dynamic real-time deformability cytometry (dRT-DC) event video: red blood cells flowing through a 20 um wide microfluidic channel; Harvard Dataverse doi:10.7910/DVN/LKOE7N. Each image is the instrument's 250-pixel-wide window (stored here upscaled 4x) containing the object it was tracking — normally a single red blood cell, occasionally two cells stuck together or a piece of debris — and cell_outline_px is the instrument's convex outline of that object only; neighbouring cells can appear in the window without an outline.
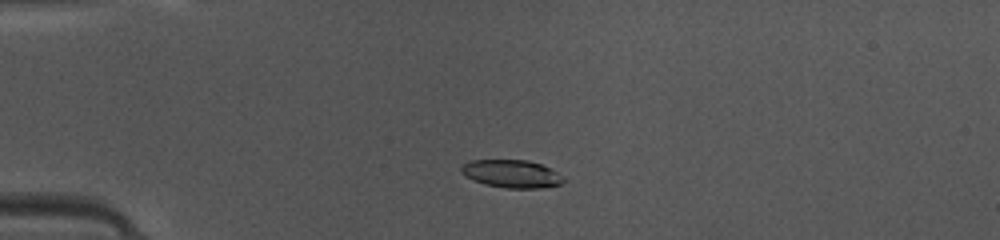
{"species": "common noctule bat (a hibernating species)", "species_latin": "Nyctalus noctula", "temperature_condition": "warm", "stored_images_in_passage": 49, "camera_frame_rate_fps": 3000, "um_per_image_px": 0.085, "animal": {"sex": "female", "body_mass_g": 10.0, "forearm_length_mm": 53.1}, "frame": {"image": 1, "passage_image": 13, "time_ms": 4.0, "image_size_px": [1000, 240], "cell_outline_px": [[564, 180], [560, 184], [540, 188], [504, 188], [484, 184], [472, 180], [464, 176], [460, 172], [460, 168], [464, 164], [472, 160], [528, 160], [540, 164], [564, 176]], "centroid_in_image_um": [43.45, 14.78], "position_along_channel_um": 41.6, "area_um2": 16.59}}
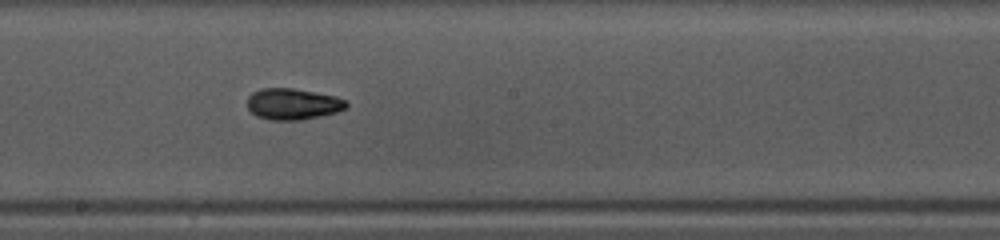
{"frame": {"image": 2, "passage_image": 28, "time_ms": 9.0, "image_size_px": [1000, 240], "cell_outline_px": [[348, 108], [336, 112], [320, 116], [300, 120], [268, 120], [256, 116], [248, 108], [248, 96], [252, 92], [260, 88], [292, 88], [336, 96], [348, 100]], "centroid_in_image_um": [24.91, 8.84], "position_along_channel_um": 223.3, "area_um2": 18.21}}
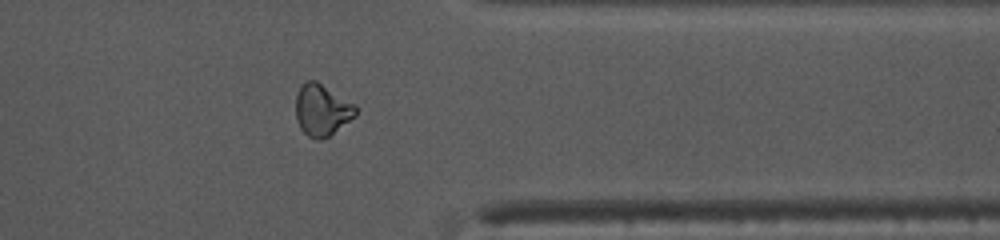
{"frame": {"image": 3, "passage_image": 40, "time_ms": 13.0, "image_size_px": [1000, 240], "cell_outline_px": [[356, 116], [328, 136], [320, 140], [316, 140], [308, 136], [300, 128], [296, 120], [296, 96], [300, 88], [308, 80], [316, 80], [356, 104]], "centroid_in_image_um": [27.37, 9.35], "position_along_channel_um": 384.0, "area_um2": 17.98}, "authors_computed_cell_mechanics": {"area_um2": 17.3978, "velocity_mm_per_s": 4.1694, "shape_relaxation_time_tau1_ms": 2.904, "shape_relaxation_time_tau2_ms": 2.1523, "deformation_change_tau1": 0.1284, "deformation_change_tau2": 0.085}}